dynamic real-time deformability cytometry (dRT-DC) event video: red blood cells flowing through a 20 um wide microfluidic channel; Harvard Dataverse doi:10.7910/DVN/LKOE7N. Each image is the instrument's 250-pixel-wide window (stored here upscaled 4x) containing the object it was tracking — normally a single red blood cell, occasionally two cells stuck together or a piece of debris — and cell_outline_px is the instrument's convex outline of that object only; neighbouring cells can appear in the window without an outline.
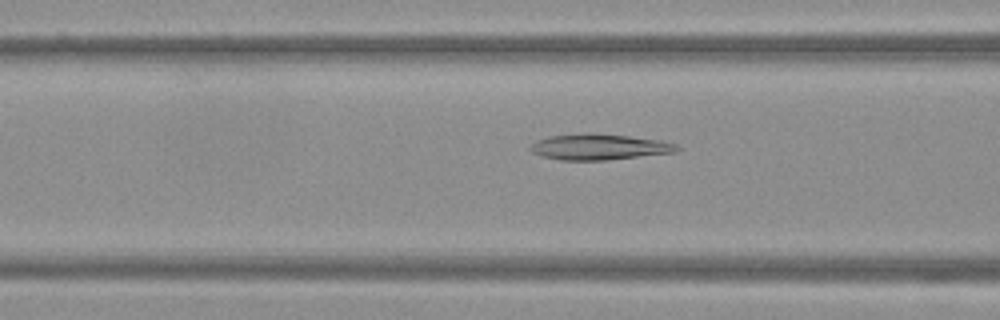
{"species": "Egyptian fruit bat (a non-hibernating species)", "species_latin": "Rousettus aegyptiacus", "temperature_condition": "warm", "stored_images_in_passage": 50, "camera_frame_rate_fps": 3000, "um_per_image_px": 0.085, "frame": {"image": 1, "passage_image": 20, "time_ms": 6.333, "image_size_px": [1000, 320], "cell_outline_px": [[680, 148], [676, 152], [608, 160], [560, 160], [540, 156], [532, 152], [528, 148], [532, 144], [548, 136], [588, 132], [628, 136], [660, 140], [676, 144]], "centroid_in_image_um": [50.92, 12.49], "position_along_channel_um": 115.7, "area_um2": 22.14}}
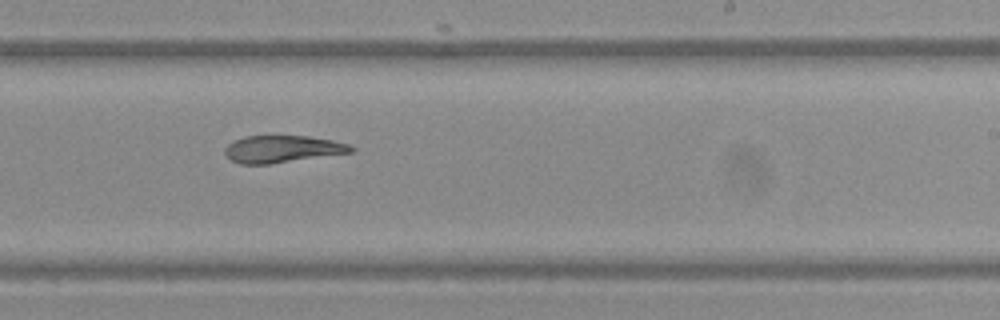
{"frame": {"image": 2, "passage_image": 31, "time_ms": 10.0, "image_size_px": [1000, 320], "cell_outline_px": [[356, 148], [352, 152], [268, 164], [240, 164], [232, 160], [224, 152], [224, 148], [232, 140], [244, 136], [308, 136], [332, 140], [348, 144]], "centroid_in_image_um": [23.97, 12.66], "position_along_channel_um": 265.0, "area_um2": 19.83}}
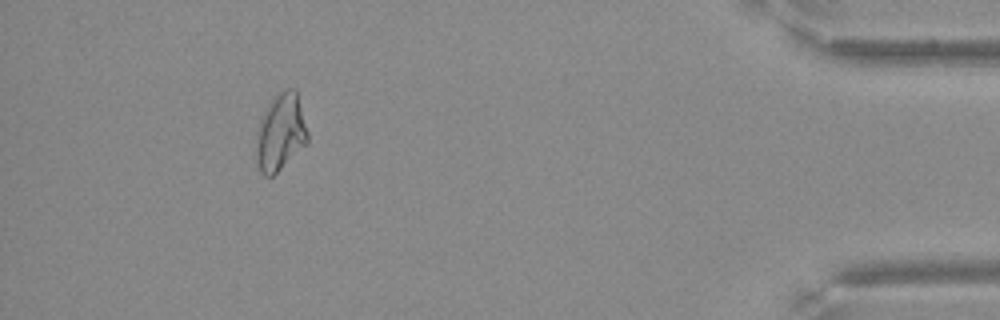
{"frame": {"image": 3, "passage_image": 46, "time_ms": 15.0, "image_size_px": [1000, 320], "cell_outline_px": [[308, 144], [272, 176], [264, 176], [260, 172], [256, 160], [256, 132], [264, 108], [284, 88], [296, 88], [308, 132]], "centroid_in_image_um": [23.85, 11.25], "position_along_channel_um": 411.4, "area_um2": 23.35}}